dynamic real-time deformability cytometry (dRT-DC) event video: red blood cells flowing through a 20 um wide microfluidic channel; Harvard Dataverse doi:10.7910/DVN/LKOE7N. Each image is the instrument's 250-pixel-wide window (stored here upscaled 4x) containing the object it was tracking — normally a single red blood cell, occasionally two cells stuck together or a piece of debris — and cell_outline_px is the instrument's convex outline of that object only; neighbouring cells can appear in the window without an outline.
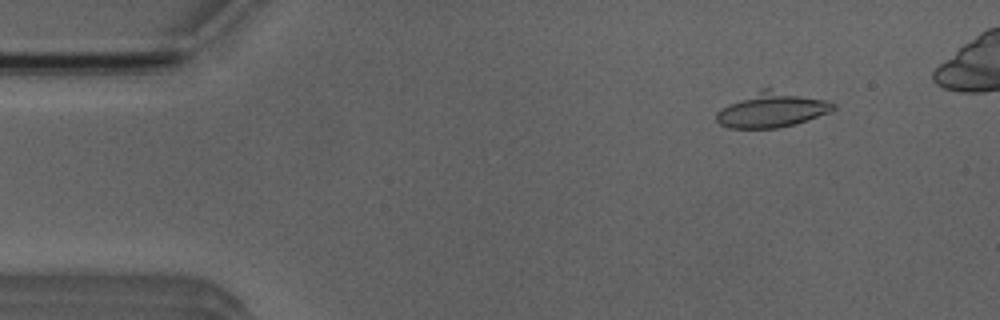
{"species": "Egyptian fruit bat (a non-hibernating species)", "species_latin": "Rousettus aegyptiacus", "temperature_condition": "room temperature", "stored_images_in_passage": 48, "camera_frame_rate_fps": 3000, "um_per_image_px": 0.085, "animal": {"sex": "male"}, "frame": {"image": 1, "passage_image": 6, "time_ms": 1.667, "image_size_px": [1000, 320], "cell_outline_px": [[836, 108], [832, 112], [796, 124], [776, 128], [728, 128], [720, 124], [716, 120], [716, 112], [720, 108], [760, 88], [768, 88], [824, 100], [836, 104]], "centroid_in_image_um": [65.59, 9.34], "position_along_channel_um": 19.4, "area_um2": 23.81}}
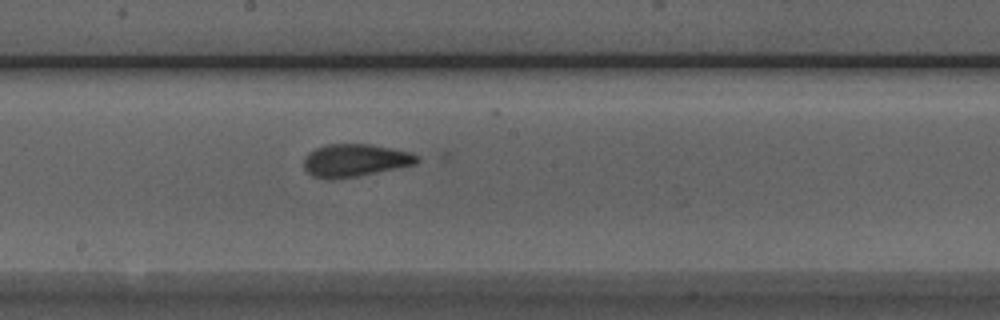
{"frame": {"image": 2, "passage_image": 28, "time_ms": 9.0, "image_size_px": [1000, 320], "cell_outline_px": [[420, 160], [416, 164], [356, 176], [332, 180], [324, 180], [312, 176], [304, 168], [304, 156], [308, 152], [316, 148], [328, 144], [368, 144], [412, 152], [420, 156]], "centroid_in_image_um": [30.16, 13.63], "position_along_channel_um": 218.0, "area_um2": 21.68}}
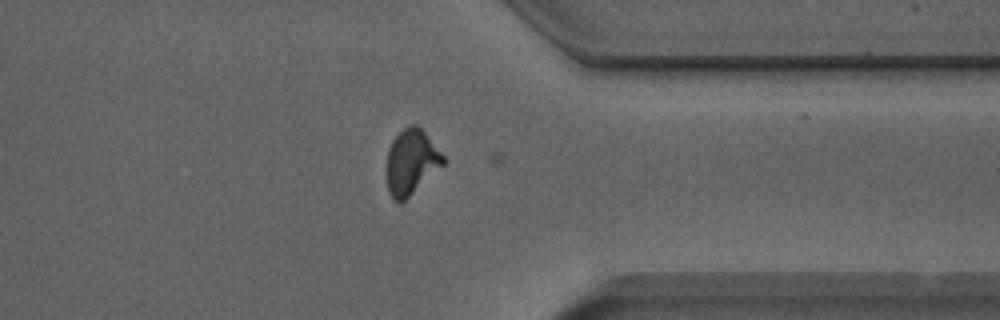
{"frame": {"image": 3, "passage_image": 41, "time_ms": 13.333, "image_size_px": [1000, 320], "cell_outline_px": [[448, 160], [444, 164], [400, 204], [388, 192], [388, 148], [392, 140], [404, 128], [412, 124], [416, 124], [424, 132]], "centroid_in_image_um": [34.98, 13.75], "position_along_channel_um": 376.4, "area_um2": 20.98}}